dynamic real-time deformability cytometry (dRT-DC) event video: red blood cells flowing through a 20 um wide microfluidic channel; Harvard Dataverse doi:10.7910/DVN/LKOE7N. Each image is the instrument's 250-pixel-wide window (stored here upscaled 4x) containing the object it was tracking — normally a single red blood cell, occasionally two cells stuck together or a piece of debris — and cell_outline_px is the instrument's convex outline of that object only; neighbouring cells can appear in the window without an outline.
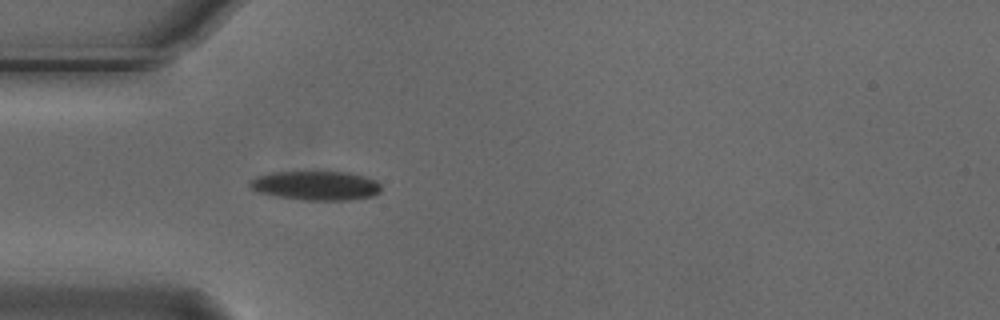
{"species": "Egyptian fruit bat (a non-hibernating species)", "species_latin": "Rousettus aegyptiacus", "temperature_condition": "cold", "stored_images_in_passage": 5, "camera_frame_rate_fps": 3000, "um_per_image_px": 0.085, "animal": {"sex": "male"}, "frame": {"image": 1, "passage_image": 5, "time_ms": 1.333, "image_size_px": [1000, 320], "cell_outline_px": [[380, 192], [372, 196], [348, 200], [304, 200], [276, 196], [256, 192], [248, 184], [248, 180], [256, 176], [272, 172], [348, 172], [364, 176], [376, 180], [380, 184]], "centroid_in_image_um": [26.82, 15.77], "position_along_channel_um": 58.2, "area_um2": 22.43}}